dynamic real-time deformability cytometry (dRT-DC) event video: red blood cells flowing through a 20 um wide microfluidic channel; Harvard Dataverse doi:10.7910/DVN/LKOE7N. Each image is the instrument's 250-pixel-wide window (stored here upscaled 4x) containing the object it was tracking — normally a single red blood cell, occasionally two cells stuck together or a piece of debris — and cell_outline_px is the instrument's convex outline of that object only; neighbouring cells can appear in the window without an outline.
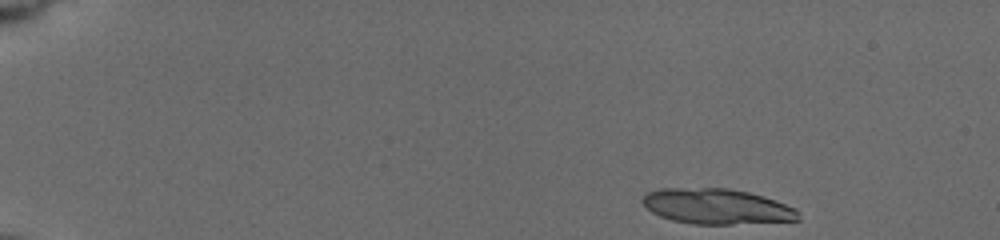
{"species": "common noctule bat (a hibernating species)", "species_latin": "Nyctalus noctula", "temperature_condition": "cold", "stored_images_in_passage": 22, "segment_of_instrument_passage": [1, 2], "camera_frame_rate_fps": 3000, "um_per_image_px": 0.085, "animal": {"sex": "female", "body_mass_g": 19.5, "forearm_length_mm": 54.1}, "frame": {"image": 1, "passage_image": 1, "time_ms": 0.0, "image_size_px": [1000, 240], "cell_outline_px": [[800, 220], [732, 224], [692, 224], [672, 220], [660, 216], [652, 212], [640, 200], [648, 192], [660, 188], [728, 188], [748, 192], [764, 196], [776, 200], [796, 208], [800, 212]], "centroid_in_image_um": [60.95, 17.54], "position_along_channel_um": 24.0, "area_um2": 32.25}}